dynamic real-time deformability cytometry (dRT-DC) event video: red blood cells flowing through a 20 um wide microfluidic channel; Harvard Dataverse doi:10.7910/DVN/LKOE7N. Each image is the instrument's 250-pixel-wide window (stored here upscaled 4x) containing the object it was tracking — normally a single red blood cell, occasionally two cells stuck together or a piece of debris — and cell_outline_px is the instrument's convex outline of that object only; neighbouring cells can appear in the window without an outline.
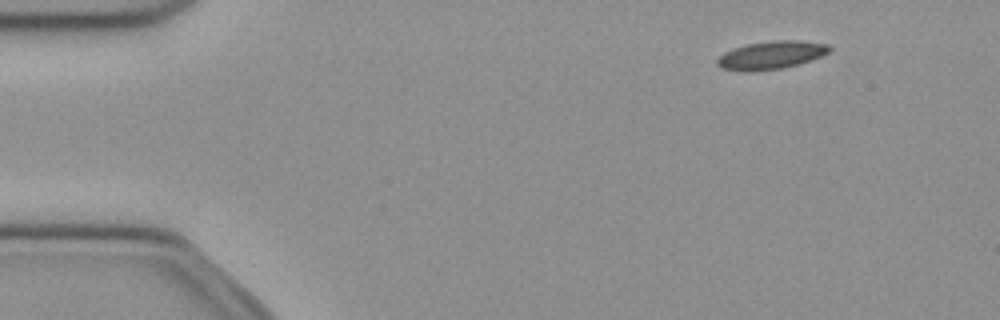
{"species": "common noctule bat (a hibernating species)", "species_latin": "Nyctalus noctula", "temperature_condition": "cold", "stored_images_in_passage": 48, "camera_frame_rate_fps": 3000, "um_per_image_px": 0.085, "animal": {"sex": "female", "body_mass_g": 21.9}, "frame": {"image": 1, "passage_image": 2, "time_ms": 0.333, "image_size_px": [1000, 320], "cell_outline_px": [[832, 48], [828, 52], [820, 56], [784, 68], [752, 72], [748, 72], [720, 68], [716, 64], [716, 60], [724, 52], [748, 44], [776, 40], [796, 40], [828, 44]], "centroid_in_image_um": [65.51, 4.69], "position_along_channel_um": 19.5, "area_um2": 18.15}}
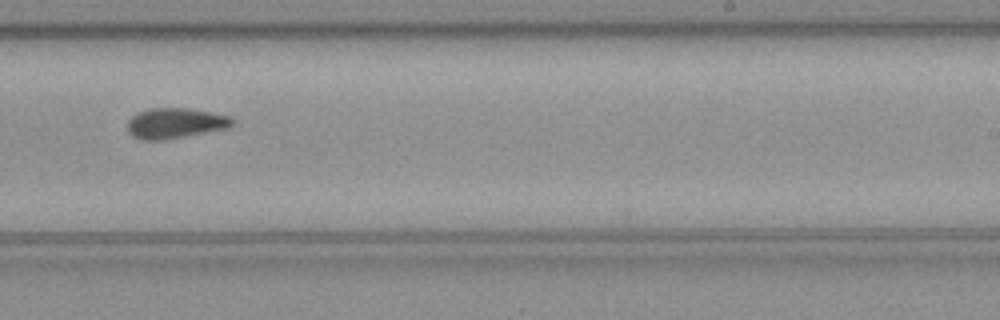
{"frame": {"image": 2, "passage_image": 28, "time_ms": 9.0, "image_size_px": [1000, 320], "cell_outline_px": [[232, 124], [224, 128], [184, 136], [160, 140], [140, 140], [132, 136], [128, 132], [128, 120], [132, 116], [140, 112], [152, 108], [184, 108], [212, 112], [228, 116], [232, 120]], "centroid_in_image_um": [14.82, 10.47], "position_along_channel_um": 274.2, "area_um2": 18.09}}
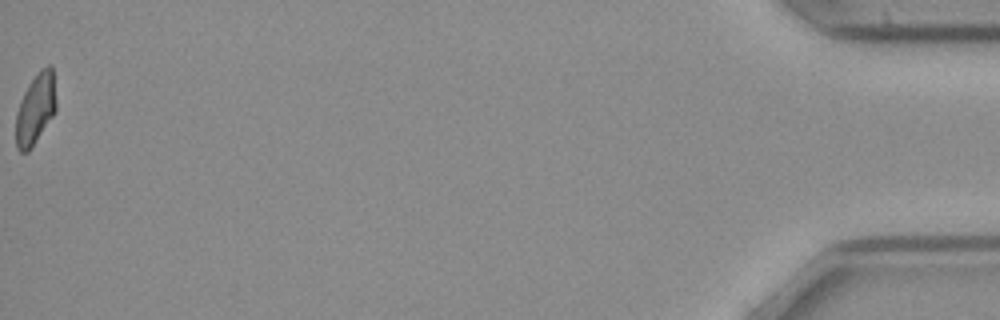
{"frame": {"image": 3, "passage_image": 48, "time_ms": 15.667, "image_size_px": [1000, 320], "cell_outline_px": [[56, 112], [28, 152], [20, 152], [16, 148], [16, 112], [20, 100], [28, 84], [40, 68], [48, 64], [52, 64], [56, 100]], "centroid_in_image_um": [3.02, 9.23], "position_along_channel_um": 432.2, "area_um2": 16.82}, "authors_computed_cell_mechanics": {"area_um2": 17.9758, "velocity_mm_per_s": 3.971, "shape_relaxation_time_tau1_ms": null, "shape_relaxation_time_tau2_ms": 4.2572, "deformation_change_tau1": null, "deformation_change_tau2": 0.1018}}